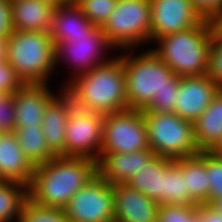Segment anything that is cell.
<instances>
[{"label":"cell","mask_w":222,"mask_h":222,"mask_svg":"<svg viewBox=\"0 0 222 222\" xmlns=\"http://www.w3.org/2000/svg\"><path fill=\"white\" fill-rule=\"evenodd\" d=\"M18 222H68L62 209L37 206L27 200Z\"/></svg>","instance_id":"cell-28"},{"label":"cell","mask_w":222,"mask_h":222,"mask_svg":"<svg viewBox=\"0 0 222 222\" xmlns=\"http://www.w3.org/2000/svg\"><path fill=\"white\" fill-rule=\"evenodd\" d=\"M149 148L155 155L172 160L199 154L192 121L175 113L143 111Z\"/></svg>","instance_id":"cell-6"},{"label":"cell","mask_w":222,"mask_h":222,"mask_svg":"<svg viewBox=\"0 0 222 222\" xmlns=\"http://www.w3.org/2000/svg\"><path fill=\"white\" fill-rule=\"evenodd\" d=\"M34 169L20 148L14 132L0 133V179L28 186Z\"/></svg>","instance_id":"cell-17"},{"label":"cell","mask_w":222,"mask_h":222,"mask_svg":"<svg viewBox=\"0 0 222 222\" xmlns=\"http://www.w3.org/2000/svg\"><path fill=\"white\" fill-rule=\"evenodd\" d=\"M198 13L210 20L222 7V0H191Z\"/></svg>","instance_id":"cell-36"},{"label":"cell","mask_w":222,"mask_h":222,"mask_svg":"<svg viewBox=\"0 0 222 222\" xmlns=\"http://www.w3.org/2000/svg\"><path fill=\"white\" fill-rule=\"evenodd\" d=\"M209 21L212 32L217 36H222V7Z\"/></svg>","instance_id":"cell-38"},{"label":"cell","mask_w":222,"mask_h":222,"mask_svg":"<svg viewBox=\"0 0 222 222\" xmlns=\"http://www.w3.org/2000/svg\"><path fill=\"white\" fill-rule=\"evenodd\" d=\"M174 163L185 175L186 189L194 205L206 204L210 182L206 173V151L197 155L175 159Z\"/></svg>","instance_id":"cell-22"},{"label":"cell","mask_w":222,"mask_h":222,"mask_svg":"<svg viewBox=\"0 0 222 222\" xmlns=\"http://www.w3.org/2000/svg\"><path fill=\"white\" fill-rule=\"evenodd\" d=\"M210 21L204 19L197 26L158 38L152 50L180 77L207 75L212 41Z\"/></svg>","instance_id":"cell-4"},{"label":"cell","mask_w":222,"mask_h":222,"mask_svg":"<svg viewBox=\"0 0 222 222\" xmlns=\"http://www.w3.org/2000/svg\"><path fill=\"white\" fill-rule=\"evenodd\" d=\"M49 33L14 30L8 37L7 61L25 84H48L56 69Z\"/></svg>","instance_id":"cell-5"},{"label":"cell","mask_w":222,"mask_h":222,"mask_svg":"<svg viewBox=\"0 0 222 222\" xmlns=\"http://www.w3.org/2000/svg\"><path fill=\"white\" fill-rule=\"evenodd\" d=\"M97 27L74 2H69L55 7L49 36L56 46L60 42H72V38L88 37Z\"/></svg>","instance_id":"cell-19"},{"label":"cell","mask_w":222,"mask_h":222,"mask_svg":"<svg viewBox=\"0 0 222 222\" xmlns=\"http://www.w3.org/2000/svg\"><path fill=\"white\" fill-rule=\"evenodd\" d=\"M154 156L150 148L133 153H105L97 161V174L112 185L127 183Z\"/></svg>","instance_id":"cell-18"},{"label":"cell","mask_w":222,"mask_h":222,"mask_svg":"<svg viewBox=\"0 0 222 222\" xmlns=\"http://www.w3.org/2000/svg\"><path fill=\"white\" fill-rule=\"evenodd\" d=\"M114 222H156L159 204L126 183L114 184Z\"/></svg>","instance_id":"cell-14"},{"label":"cell","mask_w":222,"mask_h":222,"mask_svg":"<svg viewBox=\"0 0 222 222\" xmlns=\"http://www.w3.org/2000/svg\"><path fill=\"white\" fill-rule=\"evenodd\" d=\"M50 84H25L14 96L16 127L42 126L48 103L56 96Z\"/></svg>","instance_id":"cell-15"},{"label":"cell","mask_w":222,"mask_h":222,"mask_svg":"<svg viewBox=\"0 0 222 222\" xmlns=\"http://www.w3.org/2000/svg\"><path fill=\"white\" fill-rule=\"evenodd\" d=\"M208 75L222 90V36L212 34Z\"/></svg>","instance_id":"cell-32"},{"label":"cell","mask_w":222,"mask_h":222,"mask_svg":"<svg viewBox=\"0 0 222 222\" xmlns=\"http://www.w3.org/2000/svg\"><path fill=\"white\" fill-rule=\"evenodd\" d=\"M112 50L114 48L108 43L101 27H97L88 37L72 38V42L58 43L55 46L56 67L65 61L67 66L70 65L69 69L74 70L73 75H70L72 77H68L61 87H64L71 79L108 62L111 59L108 53Z\"/></svg>","instance_id":"cell-10"},{"label":"cell","mask_w":222,"mask_h":222,"mask_svg":"<svg viewBox=\"0 0 222 222\" xmlns=\"http://www.w3.org/2000/svg\"><path fill=\"white\" fill-rule=\"evenodd\" d=\"M174 160L155 155L126 184L162 205V177Z\"/></svg>","instance_id":"cell-23"},{"label":"cell","mask_w":222,"mask_h":222,"mask_svg":"<svg viewBox=\"0 0 222 222\" xmlns=\"http://www.w3.org/2000/svg\"><path fill=\"white\" fill-rule=\"evenodd\" d=\"M96 175V161L56 156L35 167L28 185V200L37 206L63 210Z\"/></svg>","instance_id":"cell-1"},{"label":"cell","mask_w":222,"mask_h":222,"mask_svg":"<svg viewBox=\"0 0 222 222\" xmlns=\"http://www.w3.org/2000/svg\"><path fill=\"white\" fill-rule=\"evenodd\" d=\"M194 139L200 151H212L222 139V90L193 122Z\"/></svg>","instance_id":"cell-21"},{"label":"cell","mask_w":222,"mask_h":222,"mask_svg":"<svg viewBox=\"0 0 222 222\" xmlns=\"http://www.w3.org/2000/svg\"><path fill=\"white\" fill-rule=\"evenodd\" d=\"M132 50L136 49L122 50L120 54L128 109L143 110L161 91L179 89L182 77L175 75L152 48L137 55Z\"/></svg>","instance_id":"cell-3"},{"label":"cell","mask_w":222,"mask_h":222,"mask_svg":"<svg viewBox=\"0 0 222 222\" xmlns=\"http://www.w3.org/2000/svg\"><path fill=\"white\" fill-rule=\"evenodd\" d=\"M162 205L192 206L185 175L173 163L162 177Z\"/></svg>","instance_id":"cell-26"},{"label":"cell","mask_w":222,"mask_h":222,"mask_svg":"<svg viewBox=\"0 0 222 222\" xmlns=\"http://www.w3.org/2000/svg\"><path fill=\"white\" fill-rule=\"evenodd\" d=\"M150 2L149 43L154 44L162 36L191 29L204 20L191 0H150Z\"/></svg>","instance_id":"cell-12"},{"label":"cell","mask_w":222,"mask_h":222,"mask_svg":"<svg viewBox=\"0 0 222 222\" xmlns=\"http://www.w3.org/2000/svg\"><path fill=\"white\" fill-rule=\"evenodd\" d=\"M220 90L208 74L182 77L175 96L173 113L194 122L208 108Z\"/></svg>","instance_id":"cell-13"},{"label":"cell","mask_w":222,"mask_h":222,"mask_svg":"<svg viewBox=\"0 0 222 222\" xmlns=\"http://www.w3.org/2000/svg\"><path fill=\"white\" fill-rule=\"evenodd\" d=\"M197 222H222V215L209 204H200L194 208Z\"/></svg>","instance_id":"cell-37"},{"label":"cell","mask_w":222,"mask_h":222,"mask_svg":"<svg viewBox=\"0 0 222 222\" xmlns=\"http://www.w3.org/2000/svg\"><path fill=\"white\" fill-rule=\"evenodd\" d=\"M177 91L178 90L161 91L158 93V96H153L151 102L142 111L173 113Z\"/></svg>","instance_id":"cell-34"},{"label":"cell","mask_w":222,"mask_h":222,"mask_svg":"<svg viewBox=\"0 0 222 222\" xmlns=\"http://www.w3.org/2000/svg\"><path fill=\"white\" fill-rule=\"evenodd\" d=\"M12 24L16 31L49 33L55 7L41 0H11Z\"/></svg>","instance_id":"cell-20"},{"label":"cell","mask_w":222,"mask_h":222,"mask_svg":"<svg viewBox=\"0 0 222 222\" xmlns=\"http://www.w3.org/2000/svg\"><path fill=\"white\" fill-rule=\"evenodd\" d=\"M13 31L11 0H0V38H8Z\"/></svg>","instance_id":"cell-35"},{"label":"cell","mask_w":222,"mask_h":222,"mask_svg":"<svg viewBox=\"0 0 222 222\" xmlns=\"http://www.w3.org/2000/svg\"><path fill=\"white\" fill-rule=\"evenodd\" d=\"M27 200L28 186L16 182L1 181L0 222H18Z\"/></svg>","instance_id":"cell-25"},{"label":"cell","mask_w":222,"mask_h":222,"mask_svg":"<svg viewBox=\"0 0 222 222\" xmlns=\"http://www.w3.org/2000/svg\"><path fill=\"white\" fill-rule=\"evenodd\" d=\"M121 56L71 79L63 88L81 110L108 115L128 109Z\"/></svg>","instance_id":"cell-2"},{"label":"cell","mask_w":222,"mask_h":222,"mask_svg":"<svg viewBox=\"0 0 222 222\" xmlns=\"http://www.w3.org/2000/svg\"><path fill=\"white\" fill-rule=\"evenodd\" d=\"M212 152L217 155L218 157L222 158V139L216 145V147L212 150Z\"/></svg>","instance_id":"cell-42"},{"label":"cell","mask_w":222,"mask_h":222,"mask_svg":"<svg viewBox=\"0 0 222 222\" xmlns=\"http://www.w3.org/2000/svg\"><path fill=\"white\" fill-rule=\"evenodd\" d=\"M25 83L17 75L11 64L7 61H0V93L13 95L20 90Z\"/></svg>","instance_id":"cell-31"},{"label":"cell","mask_w":222,"mask_h":222,"mask_svg":"<svg viewBox=\"0 0 222 222\" xmlns=\"http://www.w3.org/2000/svg\"><path fill=\"white\" fill-rule=\"evenodd\" d=\"M104 115L73 108L66 123L65 157L98 161Z\"/></svg>","instance_id":"cell-11"},{"label":"cell","mask_w":222,"mask_h":222,"mask_svg":"<svg viewBox=\"0 0 222 222\" xmlns=\"http://www.w3.org/2000/svg\"><path fill=\"white\" fill-rule=\"evenodd\" d=\"M58 93L46 106L42 120V130L47 145L56 156L65 157L66 123L74 103L60 87Z\"/></svg>","instance_id":"cell-16"},{"label":"cell","mask_w":222,"mask_h":222,"mask_svg":"<svg viewBox=\"0 0 222 222\" xmlns=\"http://www.w3.org/2000/svg\"><path fill=\"white\" fill-rule=\"evenodd\" d=\"M73 2L92 24L102 27L115 10L118 0H74Z\"/></svg>","instance_id":"cell-27"},{"label":"cell","mask_w":222,"mask_h":222,"mask_svg":"<svg viewBox=\"0 0 222 222\" xmlns=\"http://www.w3.org/2000/svg\"><path fill=\"white\" fill-rule=\"evenodd\" d=\"M209 205L222 215V199L213 200Z\"/></svg>","instance_id":"cell-40"},{"label":"cell","mask_w":222,"mask_h":222,"mask_svg":"<svg viewBox=\"0 0 222 222\" xmlns=\"http://www.w3.org/2000/svg\"><path fill=\"white\" fill-rule=\"evenodd\" d=\"M206 173L210 182L209 197L206 204L222 199V158L212 151H206Z\"/></svg>","instance_id":"cell-29"},{"label":"cell","mask_w":222,"mask_h":222,"mask_svg":"<svg viewBox=\"0 0 222 222\" xmlns=\"http://www.w3.org/2000/svg\"><path fill=\"white\" fill-rule=\"evenodd\" d=\"M102 132L99 159L105 153H133L149 148L142 110L127 109L104 115Z\"/></svg>","instance_id":"cell-8"},{"label":"cell","mask_w":222,"mask_h":222,"mask_svg":"<svg viewBox=\"0 0 222 222\" xmlns=\"http://www.w3.org/2000/svg\"><path fill=\"white\" fill-rule=\"evenodd\" d=\"M8 38H0V61L7 60Z\"/></svg>","instance_id":"cell-39"},{"label":"cell","mask_w":222,"mask_h":222,"mask_svg":"<svg viewBox=\"0 0 222 222\" xmlns=\"http://www.w3.org/2000/svg\"><path fill=\"white\" fill-rule=\"evenodd\" d=\"M101 29L114 50L135 49L149 44L150 0H118L115 10Z\"/></svg>","instance_id":"cell-7"},{"label":"cell","mask_w":222,"mask_h":222,"mask_svg":"<svg viewBox=\"0 0 222 222\" xmlns=\"http://www.w3.org/2000/svg\"><path fill=\"white\" fill-rule=\"evenodd\" d=\"M14 134L26 158L34 167L56 157L47 145L42 126L16 127Z\"/></svg>","instance_id":"cell-24"},{"label":"cell","mask_w":222,"mask_h":222,"mask_svg":"<svg viewBox=\"0 0 222 222\" xmlns=\"http://www.w3.org/2000/svg\"><path fill=\"white\" fill-rule=\"evenodd\" d=\"M192 206L160 205L156 222H197Z\"/></svg>","instance_id":"cell-30"},{"label":"cell","mask_w":222,"mask_h":222,"mask_svg":"<svg viewBox=\"0 0 222 222\" xmlns=\"http://www.w3.org/2000/svg\"><path fill=\"white\" fill-rule=\"evenodd\" d=\"M16 129L15 103L13 95L0 97V133L14 132Z\"/></svg>","instance_id":"cell-33"},{"label":"cell","mask_w":222,"mask_h":222,"mask_svg":"<svg viewBox=\"0 0 222 222\" xmlns=\"http://www.w3.org/2000/svg\"><path fill=\"white\" fill-rule=\"evenodd\" d=\"M68 222H114L113 185L98 174L63 209Z\"/></svg>","instance_id":"cell-9"},{"label":"cell","mask_w":222,"mask_h":222,"mask_svg":"<svg viewBox=\"0 0 222 222\" xmlns=\"http://www.w3.org/2000/svg\"><path fill=\"white\" fill-rule=\"evenodd\" d=\"M41 1H46L50 3L51 5H53L54 7L62 6L64 4L69 3L68 0H41Z\"/></svg>","instance_id":"cell-41"}]
</instances>
